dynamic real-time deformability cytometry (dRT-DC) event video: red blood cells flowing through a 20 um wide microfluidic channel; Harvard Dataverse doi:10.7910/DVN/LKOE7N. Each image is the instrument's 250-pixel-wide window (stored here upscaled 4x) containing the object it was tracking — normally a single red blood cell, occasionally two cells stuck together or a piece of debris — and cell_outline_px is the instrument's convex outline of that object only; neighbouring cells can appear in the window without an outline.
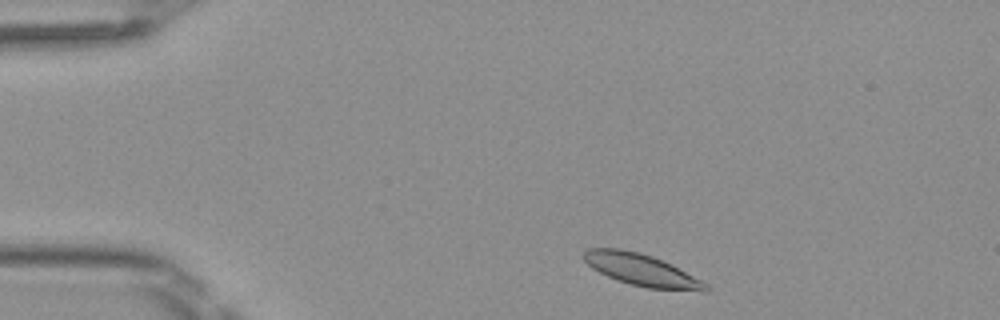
{"species": "Egyptian fruit bat (a non-hibernating species)", "species_latin": "Rousettus aegyptiacus", "temperature_condition": "room temperature", "stored_images_in_passage": 43, "camera_frame_rate_fps": 3000, "um_per_image_px": 0.085, "frame": {"image": 1, "passage_image": 2, "time_ms": 0.333, "image_size_px": [1000, 320], "cell_outline_px": [[708, 292], [704, 292], [648, 288], [616, 280], [592, 268], [580, 256], [588, 248], [620, 248], [640, 252], [652, 256], [672, 264], [708, 284]], "centroid_in_image_um": [54.54, 22.94], "position_along_channel_um": 30.5, "area_um2": 22.77}}
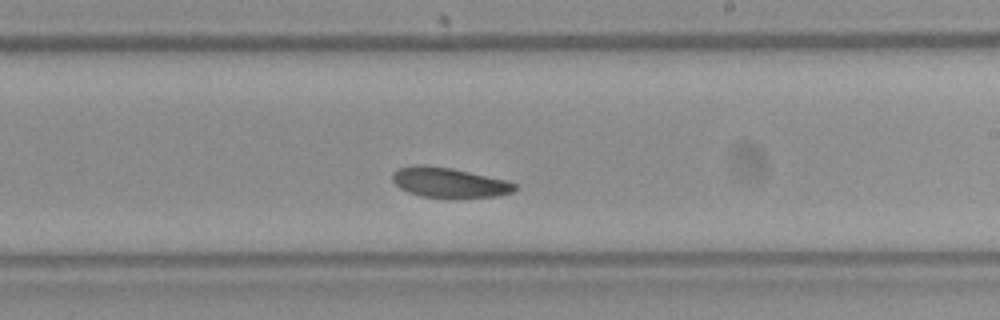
{"frame": {"image": 2, "passage_image": 23, "time_ms": 7.333, "image_size_px": [1000, 320], "cell_outline_px": [[516, 188], [512, 192], [496, 196], [456, 200], [420, 196], [408, 192], [400, 188], [392, 180], [392, 172], [396, 168], [420, 164], [424, 164], [452, 168], [504, 180], [516, 184]], "centroid_in_image_um": [38.13, 15.54], "position_along_channel_um": 250.9, "area_um2": 21.91}}
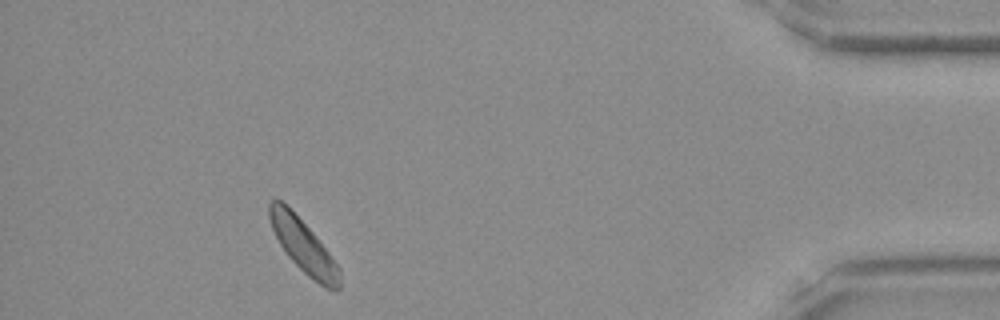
{"frame": {"image": 3, "passage_image": 39, "time_ms": 12.667, "image_size_px": [1000, 320], "cell_outline_px": [[340, 288], [336, 292], [324, 288], [308, 276], [288, 256], [280, 244], [272, 228], [268, 216], [268, 204], [272, 200], [280, 200], [312, 232], [328, 252], [340, 268]], "centroid_in_image_um": [25.81, 20.98], "position_along_channel_um": 409.4, "area_um2": 21.21}, "authors_computed_cell_mechanics": {"area_um2": 22.0796, "velocity_mm_per_s": 4.0094, "shape_relaxation_time_tau1_ms": 1.7503, "shape_relaxation_time_tau2_ms": 5.7197, "deformation_change_tau1": 0.0585, "deformation_change_tau2": 0.1084}}